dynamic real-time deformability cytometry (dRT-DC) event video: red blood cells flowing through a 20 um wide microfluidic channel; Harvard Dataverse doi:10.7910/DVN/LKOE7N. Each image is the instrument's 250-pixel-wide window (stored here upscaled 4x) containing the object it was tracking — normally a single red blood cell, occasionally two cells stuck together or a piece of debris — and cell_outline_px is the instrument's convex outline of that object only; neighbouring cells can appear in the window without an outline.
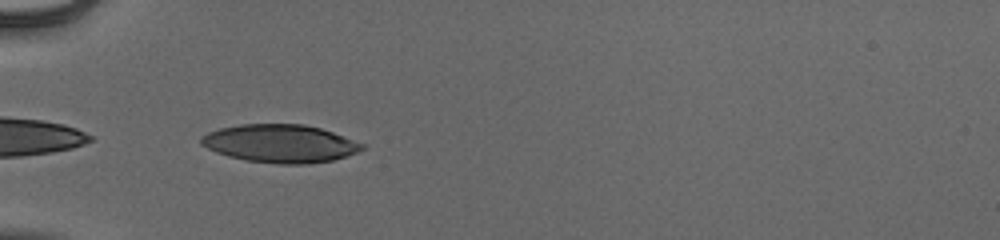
{"species": "human", "species_latin": "Homo sapiens", "temperature_condition": "cold", "stored_images_in_passage": 36, "camera_frame_rate_fps": 3000, "um_per_image_px": 0.085, "donor": {"sex": "male"}, "frame": {"image": 1, "passage_image": 1, "time_ms": 0.0, "image_size_px": [1000, 240], "cell_outline_px": [[364, 148], [356, 152], [332, 160], [308, 164], [280, 164], [244, 160], [228, 156], [216, 152], [200, 144], [200, 136], [208, 132], [220, 128], [240, 124], [304, 124], [320, 128], [332, 132], [364, 144]], "centroid_in_image_um": [23.77, 12.2], "position_along_channel_um": 61.2, "area_um2": 35.55}}
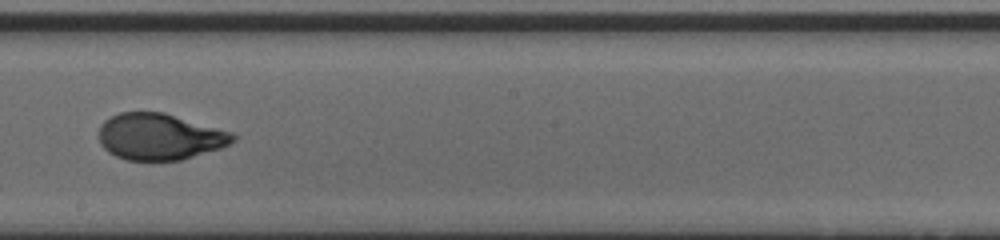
{"frame": {"image": 2, "passage_image": 15, "time_ms": 4.667, "image_size_px": [1000, 240], "cell_outline_px": [[236, 140], [220, 148], [180, 160], [128, 160], [116, 156], [108, 152], [100, 144], [100, 124], [104, 120], [120, 112], [164, 112], [232, 132], [236, 136]], "centroid_in_image_um": [13.56, 11.61], "position_along_channel_um": 234.6, "area_um2": 36.07}}
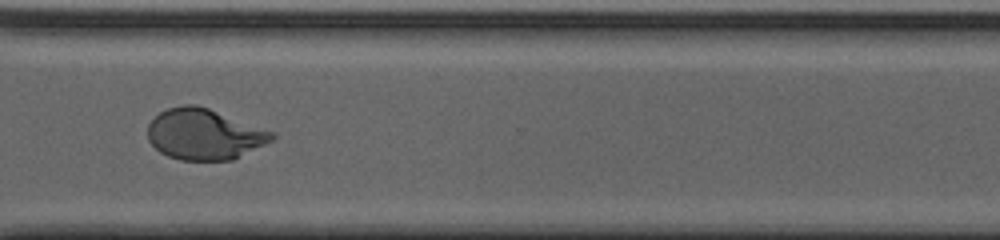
{"frame": {"image": 3, "passage_image": 24, "time_ms": 7.667, "image_size_px": [1000, 240], "cell_outline_px": [[276, 136], [272, 140], [232, 160], [180, 160], [168, 156], [160, 152], [148, 140], [148, 124], [160, 112], [168, 108], [184, 104], [196, 104], [208, 108], [272, 132]], "centroid_in_image_um": [17.32, 11.41], "position_along_channel_um": 353.3, "area_um2": 36.3}, "authors_computed_cell_mechanics": {"area_um2": 36.7897, "velocity_mm_per_s": 3.9358, "shape_relaxation_time_tau1_ms": 3.8354, "shape_relaxation_time_tau2_ms": null, "deformation_change_tau1": 0.1914, "deformation_change_tau2": null}}